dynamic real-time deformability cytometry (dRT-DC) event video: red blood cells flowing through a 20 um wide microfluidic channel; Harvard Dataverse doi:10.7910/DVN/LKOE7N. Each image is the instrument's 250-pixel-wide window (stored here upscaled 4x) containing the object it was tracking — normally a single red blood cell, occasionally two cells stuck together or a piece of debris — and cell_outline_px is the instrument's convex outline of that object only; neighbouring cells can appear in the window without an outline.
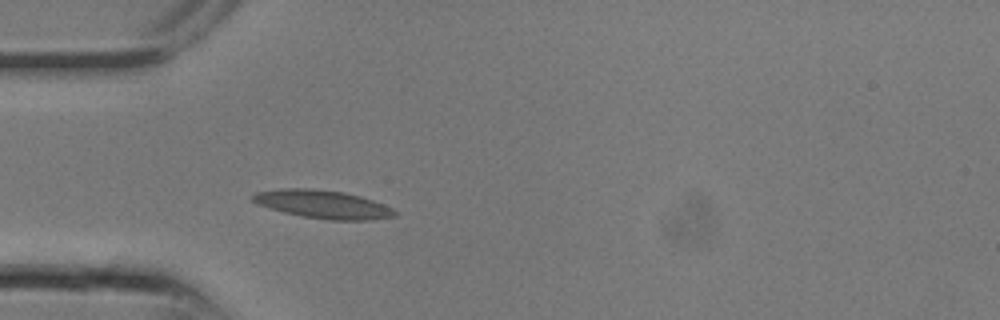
{"species": "common noctule bat (a hibernating species)", "species_latin": "Nyctalus noctula", "temperature_condition": "room temperature", "stored_images_in_passage": 9, "camera_frame_rate_fps": 3000, "um_per_image_px": 0.085, "animal": {"sex": "male", "body_mass_g": 13.3}, "frame": {"image": 1, "passage_image": 9, "time_ms": 2.667, "image_size_px": [1000, 320], "cell_outline_px": [[400, 212], [396, 216], [368, 220], [328, 220], [300, 216], [268, 208], [252, 200], [248, 196], [256, 192], [280, 188], [312, 188], [344, 192], [360, 196], [384, 204]], "centroid_in_image_um": [27.45, 17.36], "position_along_channel_um": 57.6, "area_um2": 23.58}}